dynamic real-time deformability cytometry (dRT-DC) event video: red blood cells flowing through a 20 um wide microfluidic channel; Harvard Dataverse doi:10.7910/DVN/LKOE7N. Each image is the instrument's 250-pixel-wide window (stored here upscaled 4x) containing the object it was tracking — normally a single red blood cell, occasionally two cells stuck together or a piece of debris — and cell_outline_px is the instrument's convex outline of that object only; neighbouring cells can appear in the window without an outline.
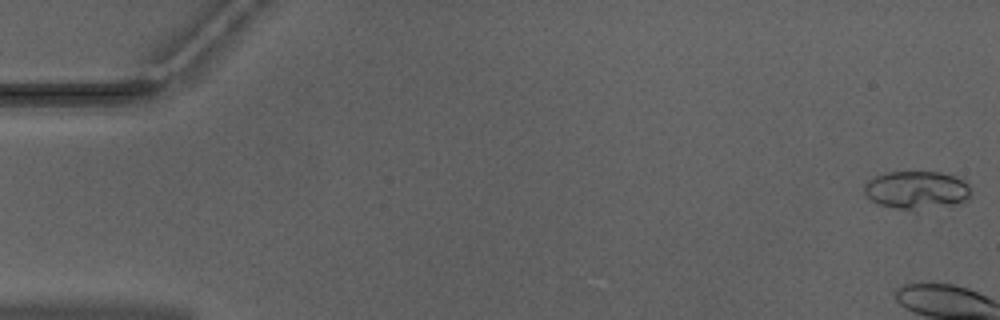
{"species": "Egyptian fruit bat (a non-hibernating species)", "species_latin": "Rousettus aegyptiacus", "temperature_condition": "warm", "stored_images_in_passage": 6, "camera_frame_rate_fps": 3000, "um_per_image_px": 0.085, "animal": {"sex": "male"}, "frame": {"image": 1, "passage_image": 1, "time_ms": 0.0, "image_size_px": [1000, 320], "cell_outline_px": [[972, 196], [964, 200], [916, 212], [912, 212], [880, 204], [872, 200], [864, 192], [864, 184], [868, 180], [876, 176], [888, 172], [940, 172], [956, 176], [968, 184]], "centroid_in_image_um": [77.9, 16.16], "position_along_channel_um": 7.1, "area_um2": 23.64}}